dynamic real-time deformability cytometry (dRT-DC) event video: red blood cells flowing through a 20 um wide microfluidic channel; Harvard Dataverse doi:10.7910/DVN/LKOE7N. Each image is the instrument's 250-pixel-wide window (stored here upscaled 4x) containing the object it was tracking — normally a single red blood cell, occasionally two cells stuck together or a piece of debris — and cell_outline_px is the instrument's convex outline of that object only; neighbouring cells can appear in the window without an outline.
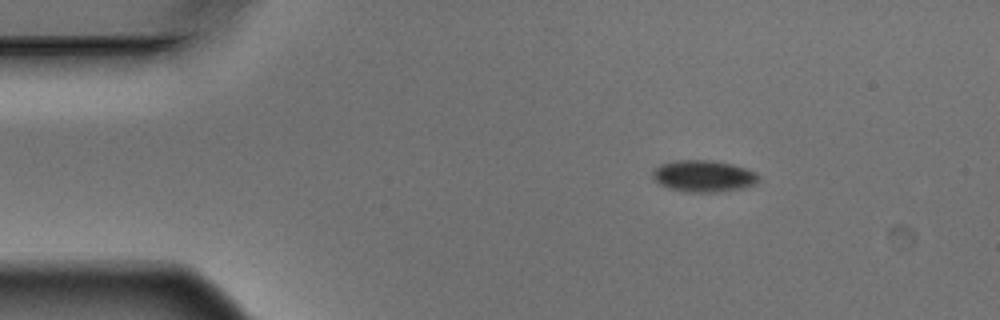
{"species": "Egyptian fruit bat (a non-hibernating species)", "species_latin": "Rousettus aegyptiacus", "temperature_condition": "warm", "stored_images_in_passage": 3, "camera_frame_rate_fps": 3000, "um_per_image_px": 0.085, "animal": {"sex": "male"}, "frame": {"image": 1, "passage_image": 1, "time_ms": 0.0, "image_size_px": [1000, 320], "cell_outline_px": [[760, 180], [756, 184], [744, 188], [720, 192], [684, 192], [668, 188], [652, 180], [652, 172], [660, 164], [676, 160], [712, 160], [732, 164], [756, 172], [760, 176]], "centroid_in_image_um": [59.81, 14.98], "position_along_channel_um": 25.2, "area_um2": 19.88}}
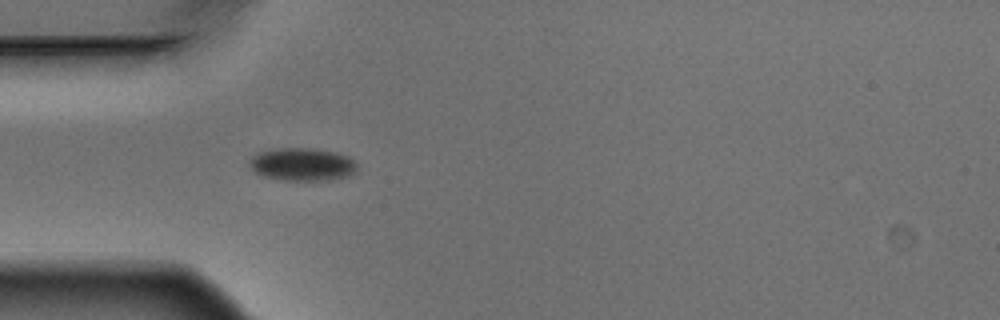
{"frame": {"image": 2, "passage_image": 3, "time_ms": 0.667, "image_size_px": [1000, 320], "cell_outline_px": [[356, 172], [348, 176], [328, 180], [284, 180], [264, 176], [256, 172], [248, 164], [252, 156], [260, 152], [280, 148], [312, 148], [336, 152], [348, 156], [356, 164]], "centroid_in_image_um": [25.71, 13.97], "position_along_channel_um": 59.3, "area_um2": 20.46}}